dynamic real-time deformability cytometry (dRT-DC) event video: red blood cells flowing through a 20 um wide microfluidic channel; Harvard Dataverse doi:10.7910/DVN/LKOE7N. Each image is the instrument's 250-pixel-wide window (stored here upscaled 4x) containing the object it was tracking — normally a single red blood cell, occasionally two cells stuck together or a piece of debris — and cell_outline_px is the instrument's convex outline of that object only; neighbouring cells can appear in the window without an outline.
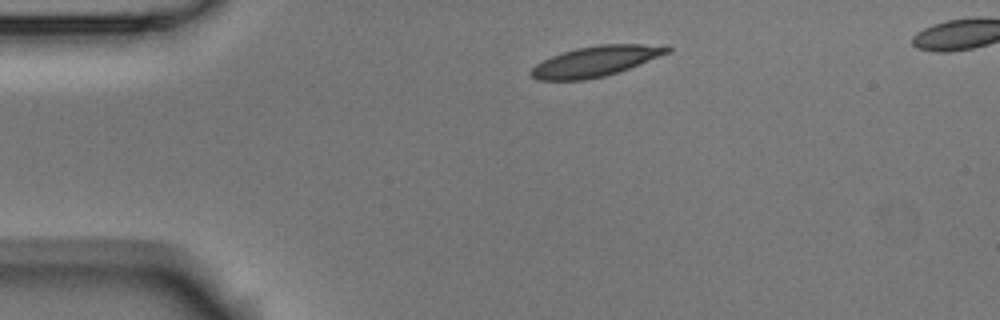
{"species": "Egyptian fruit bat (a non-hibernating species)", "species_latin": "Rousettus aegyptiacus", "temperature_condition": "room temperature", "stored_images_in_passage": 3, "segment_of_instrument_passage": [1, 2], "camera_frame_rate_fps": 3000, "um_per_image_px": 0.085, "animal": {"sex": "male"}, "frame": {"image": 1, "passage_image": 1, "time_ms": 0.0, "image_size_px": [1000, 320], "cell_outline_px": [[672, 48], [668, 52], [628, 68], [604, 76], [584, 80], [540, 80], [532, 76], [528, 72], [536, 64], [552, 56], [576, 48], [600, 44], [668, 44]], "centroid_in_image_um": [50.63, 5.19], "position_along_channel_um": 34.4, "area_um2": 23.81}}